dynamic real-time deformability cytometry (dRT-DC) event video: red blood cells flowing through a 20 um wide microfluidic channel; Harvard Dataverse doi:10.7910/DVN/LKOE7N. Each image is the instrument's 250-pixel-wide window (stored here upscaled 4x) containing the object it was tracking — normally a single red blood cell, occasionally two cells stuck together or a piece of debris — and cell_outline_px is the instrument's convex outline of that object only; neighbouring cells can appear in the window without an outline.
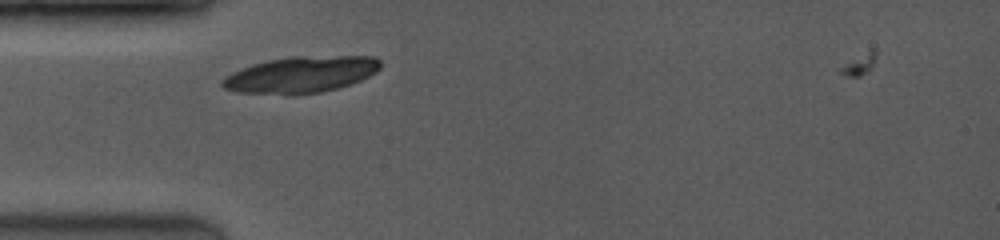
{"species": "common noctule bat (a hibernating species)", "species_latin": "Nyctalus noctula", "temperature_condition": "room temperature", "stored_images_in_passage": 4, "camera_frame_rate_fps": 3500, "um_per_image_px": 0.085, "animal": {"sex": "female", "body_mass_g": 19.0, "forearm_length_mm": 53.3}, "frame": {"image": 1, "passage_image": 3, "time_ms": 1.143, "image_size_px": [1000, 240], "cell_outline_px": [[380, 68], [376, 72], [360, 80], [336, 88], [320, 92], [296, 96], [288, 96], [236, 92], [224, 88], [220, 84], [220, 80], [232, 72], [252, 64], [268, 60], [288, 56], [372, 56], [380, 60]], "centroid_in_image_um": [25.52, 6.36], "position_along_channel_um": 59.5, "area_um2": 33.93}}